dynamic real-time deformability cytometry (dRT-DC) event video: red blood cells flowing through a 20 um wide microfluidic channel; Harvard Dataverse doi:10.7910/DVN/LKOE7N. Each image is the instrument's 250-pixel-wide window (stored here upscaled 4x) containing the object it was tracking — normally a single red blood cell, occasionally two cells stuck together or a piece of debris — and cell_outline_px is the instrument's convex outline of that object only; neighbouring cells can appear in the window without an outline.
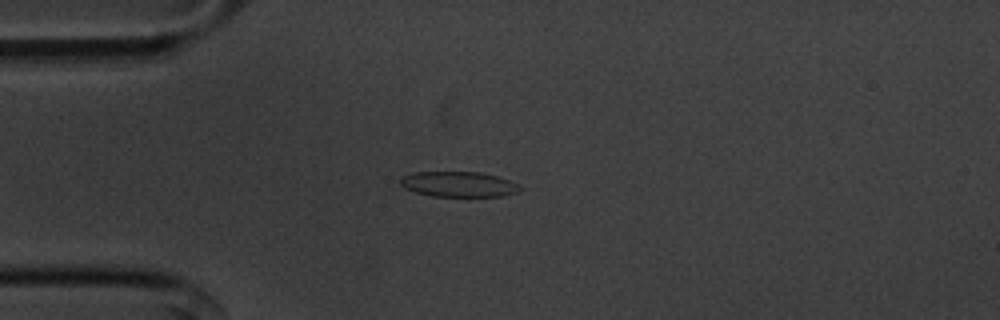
{"species": "common noctule bat (a hibernating species)", "species_latin": "Nyctalus noctula", "temperature_condition": "cold", "stored_images_in_passage": 42, "camera_frame_rate_fps": 3000, "um_per_image_px": 0.085, "animal": {"sex": "male", "body_mass_g": 20.1, "forearm_length_mm": 53.5}, "frame": {"image": 1, "passage_image": 1, "time_ms": 0.0, "image_size_px": [1000, 320], "cell_outline_px": [[520, 188], [516, 192], [504, 196], [432, 196], [416, 192], [404, 188], [400, 184], [400, 180], [404, 176], [412, 172], [480, 172], [496, 176], [508, 180], [516, 184]], "centroid_in_image_um": [38.94, 15.66], "position_along_channel_um": 46.1, "area_um2": 17.4}}
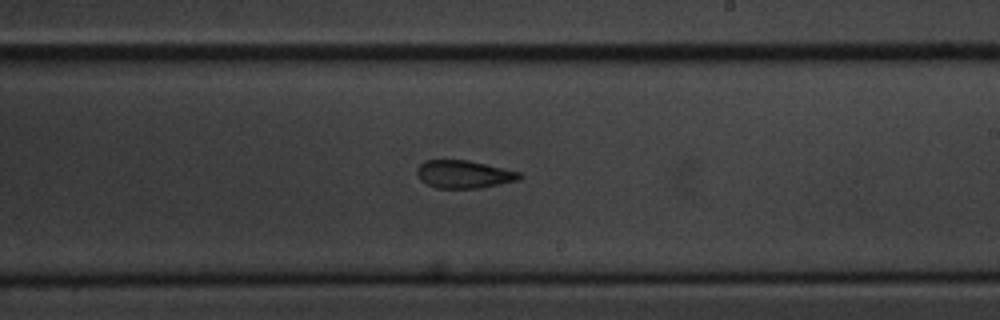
{"frame": {"image": 2, "passage_image": 19, "time_ms": 6.0, "image_size_px": [1000, 320], "cell_outline_px": [[524, 176], [520, 180], [480, 188], [436, 188], [420, 180], [416, 172], [416, 168], [424, 160], [468, 160], [520, 172]], "centroid_in_image_um": [39.43, 14.81], "position_along_channel_um": 249.6, "area_um2": 16.7}}
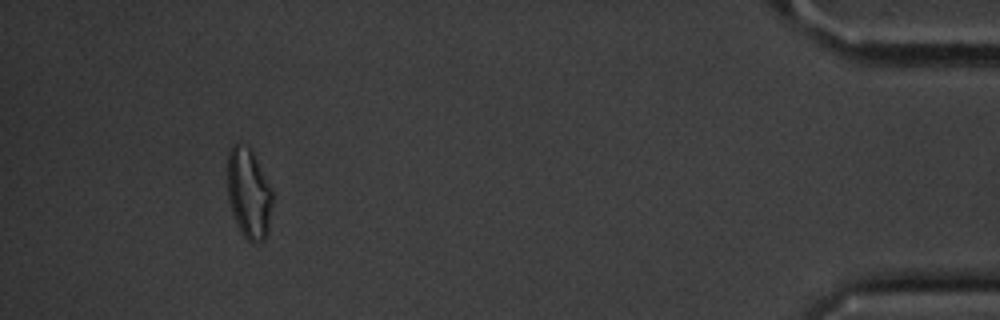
{"frame": {"image": 3, "passage_image": 38, "time_ms": 12.333, "image_size_px": [1000, 320], "cell_outline_px": [[272, 204], [268, 232], [264, 240], [252, 244], [240, 232], [236, 224], [228, 200], [228, 152], [232, 144], [240, 140], [252, 152], [272, 192]], "centroid_in_image_um": [21.12, 16.46], "position_along_channel_um": 414.1, "area_um2": 23.58}, "authors_computed_cell_mechanics": {"area_um2": 17.1955, "velocity_mm_per_s": 3.6333, "shape_relaxation_time_tau1_ms": null, "shape_relaxation_time_tau2_ms": 4.3647, "deformation_change_tau1": null, "deformation_change_tau2": 0.1135}}